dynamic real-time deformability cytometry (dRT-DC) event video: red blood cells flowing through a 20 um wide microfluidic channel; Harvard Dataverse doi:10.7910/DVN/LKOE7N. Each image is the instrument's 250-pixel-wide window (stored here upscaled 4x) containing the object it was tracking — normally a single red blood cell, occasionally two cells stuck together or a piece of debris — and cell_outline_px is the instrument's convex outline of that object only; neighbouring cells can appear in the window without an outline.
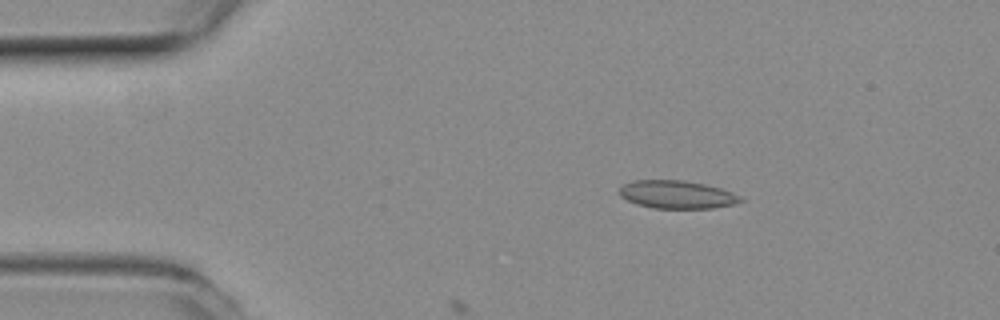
{"species": "common noctule bat (a hibernating species)", "species_latin": "Nyctalus noctula", "temperature_condition": "room temperature", "stored_images_in_passage": 27, "camera_frame_rate_fps": 3000, "um_per_image_px": 0.085, "animal": {"sex": "female", "body_mass_g": 19.3, "forearm_length_mm": 54.1}, "frame": {"image": 1, "passage_image": 1, "time_ms": 0.0, "image_size_px": [1000, 320], "cell_outline_px": [[744, 200], [732, 204], [712, 208], [652, 208], [636, 204], [620, 196], [620, 188], [624, 184], [632, 180], [684, 180], [704, 184], [720, 188], [732, 192], [740, 196]], "centroid_in_image_um": [57.52, 16.53], "position_along_channel_um": 27.5, "area_um2": 19.65}}
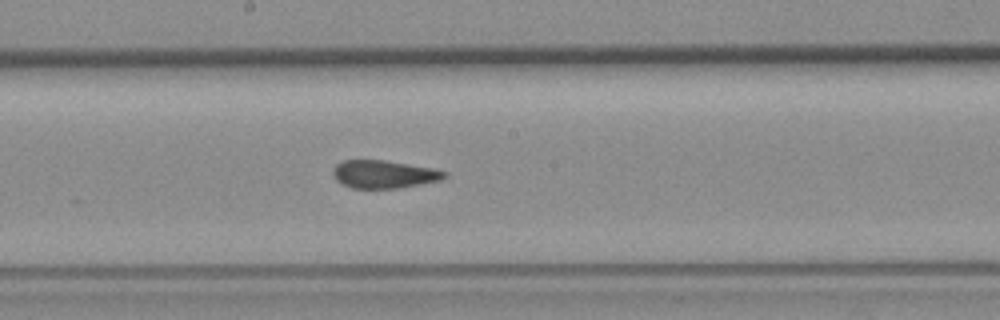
{"frame": {"image": 2, "passage_image": 20, "time_ms": 6.333, "image_size_px": [1000, 320], "cell_outline_px": [[448, 176], [440, 180], [400, 188], [352, 188], [336, 180], [332, 176], [332, 168], [336, 164], [344, 160], [384, 160], [436, 168], [448, 172]], "centroid_in_image_um": [32.65, 14.8], "position_along_channel_um": 215.6, "area_um2": 18.32}}
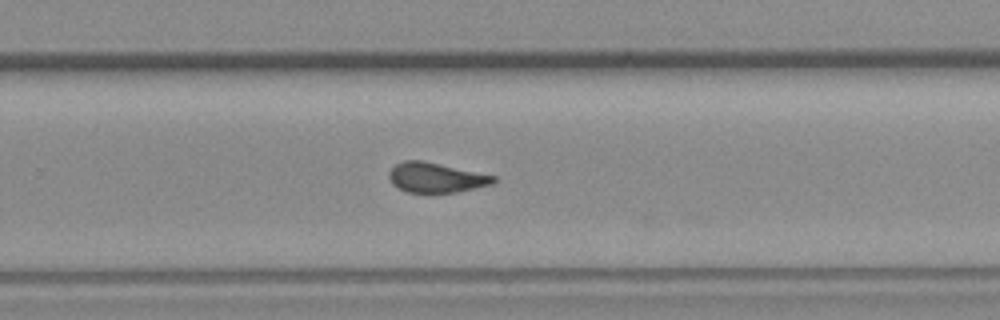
{"frame": {"image": 3, "passage_image": 26, "time_ms": 8.333, "image_size_px": [1000, 320], "cell_outline_px": [[496, 180], [492, 184], [476, 188], [456, 192], [408, 192], [392, 184], [388, 176], [388, 172], [396, 164], [404, 160], [420, 160], [496, 176]], "centroid_in_image_um": [37.04, 15.09], "position_along_channel_um": 292.8, "area_um2": 17.92}}